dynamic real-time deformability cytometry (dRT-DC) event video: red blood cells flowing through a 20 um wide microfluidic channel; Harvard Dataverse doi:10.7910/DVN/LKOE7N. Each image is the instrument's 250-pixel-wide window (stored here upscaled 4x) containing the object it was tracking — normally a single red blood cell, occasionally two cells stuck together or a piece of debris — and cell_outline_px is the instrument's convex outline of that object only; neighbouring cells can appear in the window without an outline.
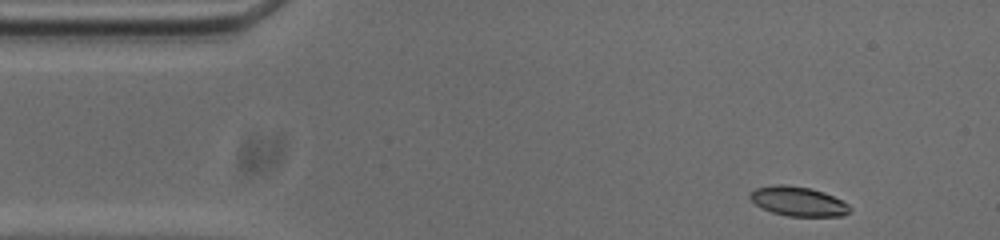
{"species": "common noctule bat (a hibernating species)", "species_latin": "Nyctalus noctula", "temperature_condition": "cold", "stored_images_in_passage": 49, "camera_frame_rate_fps": 3000, "um_per_image_px": 0.085, "animal": {"sex": "male", "body_mass_g": 20.0, "forearm_length_mm": 53.3}, "frame": {"image": 1, "passage_image": 1, "time_ms": 0.0, "image_size_px": [1000, 240], "cell_outline_px": [[852, 208], [848, 212], [840, 216], [788, 216], [772, 212], [756, 204], [748, 196], [756, 188], [776, 184], [784, 184], [812, 188], [824, 192], [848, 204]], "centroid_in_image_um": [67.85, 17.1], "position_along_channel_um": 17.2, "area_um2": 16.94}}
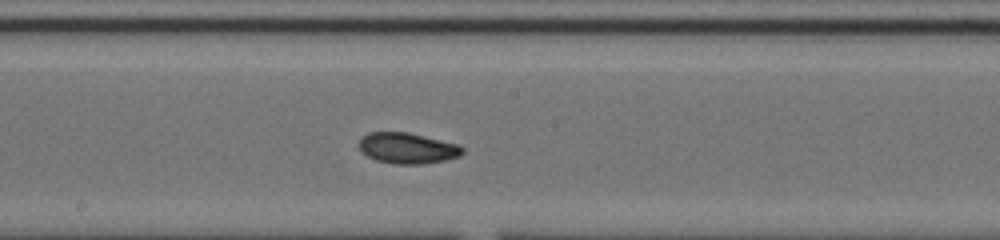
{"frame": {"image": 2, "passage_image": 23, "time_ms": 7.333, "image_size_px": [1000, 240], "cell_outline_px": [[464, 152], [460, 156], [444, 160], [420, 164], [392, 164], [376, 160], [368, 156], [360, 148], [360, 140], [368, 132], [408, 132], [460, 144], [464, 148]], "centroid_in_image_um": [34.68, 12.59], "position_along_channel_um": 213.5, "area_um2": 18.55}}
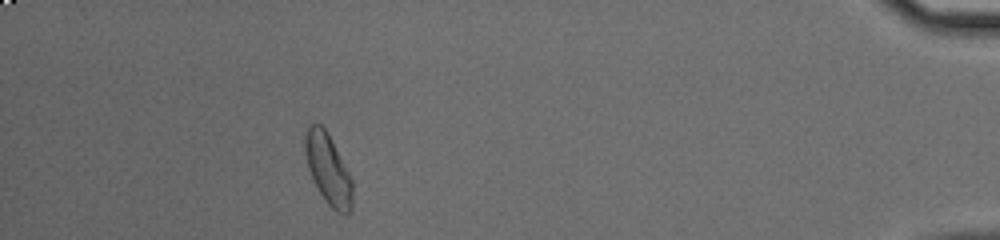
{"frame": {"image": 3, "passage_image": 44, "time_ms": 14.333, "image_size_px": [1000, 240], "cell_outline_px": [[352, 212], [348, 216], [344, 216], [336, 212], [324, 200], [308, 168], [304, 152], [304, 132], [312, 124], [320, 124], [324, 128], [348, 172], [352, 180]], "centroid_in_image_um": [27.89, 14.45], "position_along_channel_um": 407.3, "area_um2": 19.25}, "authors_computed_cell_mechanics": {"area_um2": 18.6116, "velocity_mm_per_s": 3.711, "shape_relaxation_time_tau1_ms": 3.9013, "shape_relaxation_time_tau2_ms": 7.3222, "deformation_change_tau1": 0.1443, "deformation_change_tau2": 0.1244}}